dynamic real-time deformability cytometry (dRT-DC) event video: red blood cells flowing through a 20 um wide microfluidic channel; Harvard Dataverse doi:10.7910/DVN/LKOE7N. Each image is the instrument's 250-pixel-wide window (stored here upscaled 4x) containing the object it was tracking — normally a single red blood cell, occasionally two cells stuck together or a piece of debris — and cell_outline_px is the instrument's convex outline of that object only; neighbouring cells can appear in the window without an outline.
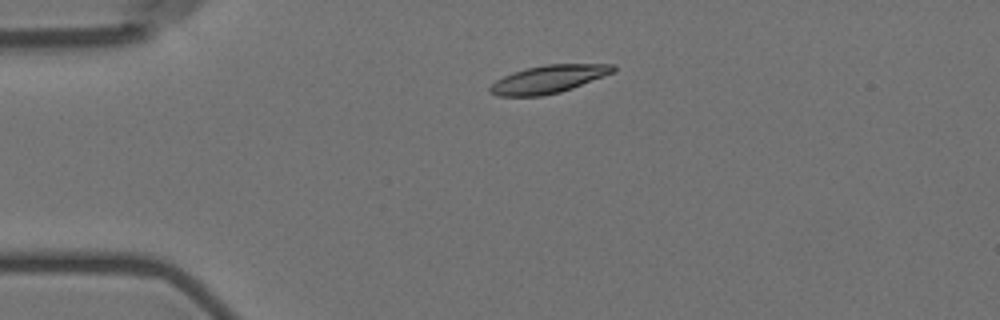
{"species": "Egyptian fruit bat (a non-hibernating species)", "species_latin": "Rousettus aegyptiacus", "temperature_condition": "room temperature", "stored_images_in_passage": 4, "camera_frame_rate_fps": 3000, "um_per_image_px": 0.085, "animal": {"sex": "female"}, "frame": {"image": 1, "passage_image": 3, "time_ms": 2.333, "image_size_px": [1000, 320], "cell_outline_px": [[616, 68], [612, 72], [572, 88], [560, 92], [544, 96], [496, 96], [488, 92], [488, 88], [496, 80], [512, 72], [524, 68], [548, 64], [616, 64]], "centroid_in_image_um": [46.55, 6.73], "position_along_channel_um": 38.4, "area_um2": 19.94}}